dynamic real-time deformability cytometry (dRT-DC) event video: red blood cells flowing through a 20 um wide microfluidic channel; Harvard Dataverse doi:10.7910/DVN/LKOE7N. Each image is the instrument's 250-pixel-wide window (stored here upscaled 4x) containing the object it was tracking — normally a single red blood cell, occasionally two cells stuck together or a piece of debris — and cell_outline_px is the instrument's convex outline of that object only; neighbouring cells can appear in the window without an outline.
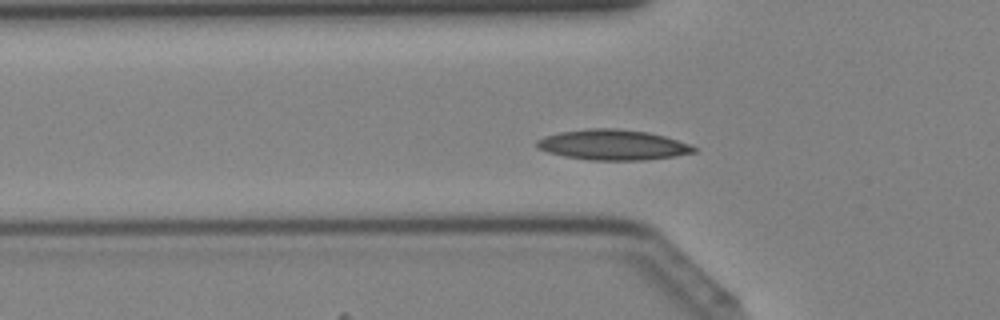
{"species": "Egyptian fruit bat (a non-hibernating species)", "species_latin": "Rousettus aegyptiacus", "temperature_condition": "cold", "stored_images_in_passage": 33, "camera_frame_rate_fps": 3000, "um_per_image_px": 0.085, "animal": {"sex": "female"}, "frame": {"image": 1, "passage_image": 4, "time_ms": 1.0, "image_size_px": [1000, 320], "cell_outline_px": [[696, 152], [676, 156], [644, 160], [588, 160], [564, 156], [548, 152], [536, 148], [536, 140], [544, 136], [560, 132], [588, 128], [616, 128], [648, 132], [664, 136], [688, 144], [696, 148]], "centroid_in_image_um": [52.06, 12.31], "position_along_channel_um": 73.7, "area_um2": 27.8}}
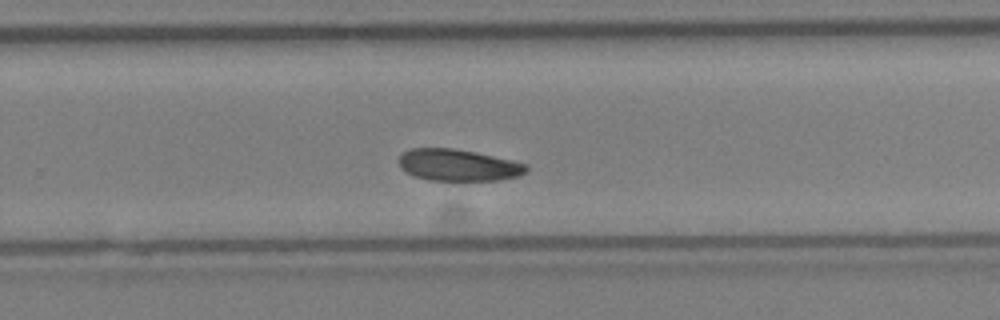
{"frame": {"image": 2, "passage_image": 18, "time_ms": 5.667, "image_size_px": [1000, 320], "cell_outline_px": [[528, 172], [520, 176], [500, 180], [428, 180], [416, 176], [400, 168], [400, 156], [408, 148], [452, 148], [476, 152], [512, 160], [528, 164]], "centroid_in_image_um": [39.0, 14.03], "position_along_channel_um": 290.8, "area_um2": 23.58}}
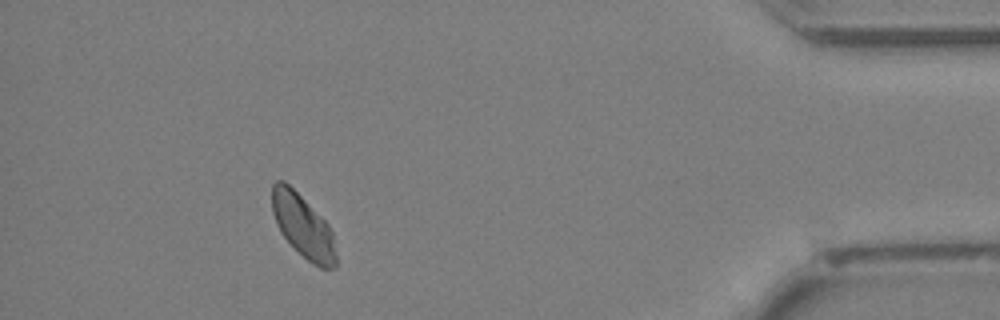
{"frame": {"image": 3, "passage_image": 29, "time_ms": 9.333, "image_size_px": [1000, 320], "cell_outline_px": [[336, 268], [320, 268], [312, 264], [280, 232], [272, 212], [272, 184], [276, 180], [284, 180], [328, 224], [332, 232], [336, 256]], "centroid_in_image_um": [25.75, 19.22], "position_along_channel_um": 409.5, "area_um2": 23.0}}